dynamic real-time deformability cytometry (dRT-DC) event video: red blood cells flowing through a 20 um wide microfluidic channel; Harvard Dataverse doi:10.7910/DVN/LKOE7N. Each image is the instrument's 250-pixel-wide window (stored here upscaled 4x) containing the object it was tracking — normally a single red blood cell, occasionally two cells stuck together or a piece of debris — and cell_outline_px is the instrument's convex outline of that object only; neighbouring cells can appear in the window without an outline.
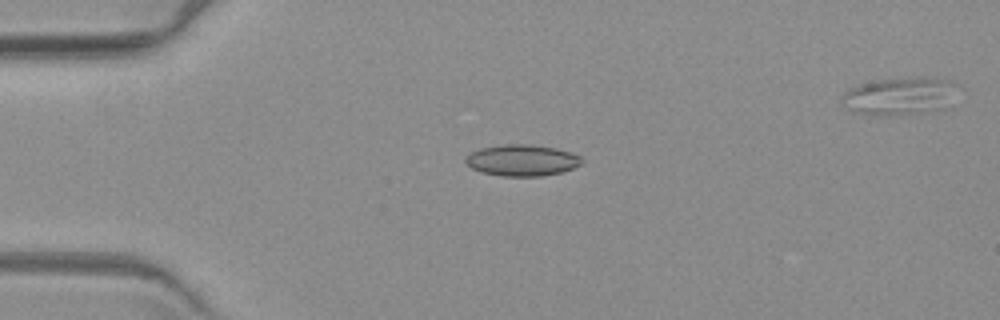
{"species": "common noctule bat (a hibernating species)", "species_latin": "Nyctalus noctula", "temperature_condition": "warm", "stored_images_in_passage": 13, "camera_frame_rate_fps": 3000, "um_per_image_px": 0.085, "animal": {"sex": "female", "body_mass_g": 19.3, "forearm_length_mm": 54.1}, "frame": {"image": 1, "passage_image": 2, "time_ms": 2.0, "image_size_px": [1000, 320], "cell_outline_px": [[584, 160], [580, 164], [572, 168], [560, 172], [540, 176], [500, 176], [480, 172], [472, 168], [464, 160], [472, 152], [480, 148], [504, 144], [528, 144], [556, 148], [580, 156]], "centroid_in_image_um": [44.36, 13.62], "position_along_channel_um": 40.6, "area_um2": 21.04}}
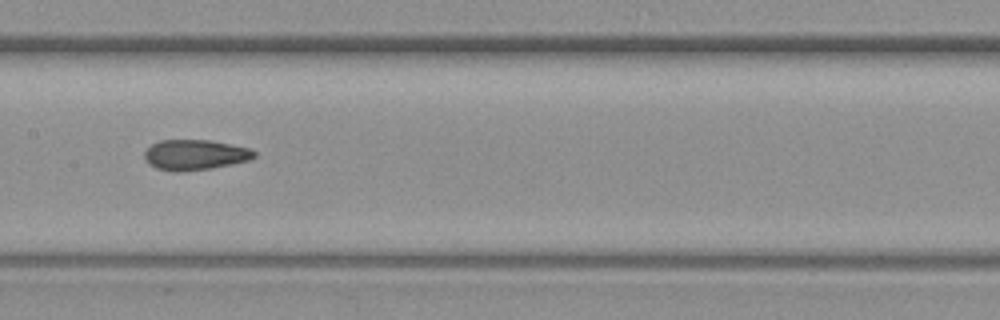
{"frame": {"image": 2, "passage_image": 6, "time_ms": 7.0, "image_size_px": [1000, 320], "cell_outline_px": [[256, 156], [248, 160], [232, 164], [212, 168], [180, 172], [172, 172], [156, 168], [148, 164], [144, 160], [144, 152], [152, 144], [160, 140], [212, 140], [252, 148], [256, 152]], "centroid_in_image_um": [16.57, 13.16], "position_along_channel_um": 190.8, "area_um2": 19.71}}
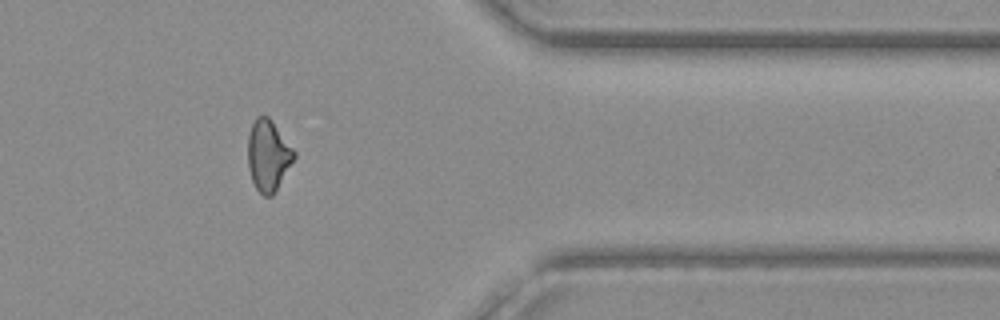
{"frame": {"image": 3, "passage_image": 11, "time_ms": 13.0, "image_size_px": [1000, 320], "cell_outline_px": [[296, 156], [272, 196], [264, 196], [256, 188], [252, 180], [248, 168], [248, 136], [252, 124], [256, 116], [268, 116], [272, 120], [296, 152]], "centroid_in_image_um": [22.79, 13.19], "position_along_channel_um": 388.6, "area_um2": 19.02}, "authors_computed_cell_mechanics": {"area_um2": 19.4208, "velocity_mm_per_s": 3.608, "shape_relaxation_time_tau1_ms": null, "shape_relaxation_time_tau2_ms": 2.2199, "deformation_change_tau1": null, "deformation_change_tau2": 0.0637}}